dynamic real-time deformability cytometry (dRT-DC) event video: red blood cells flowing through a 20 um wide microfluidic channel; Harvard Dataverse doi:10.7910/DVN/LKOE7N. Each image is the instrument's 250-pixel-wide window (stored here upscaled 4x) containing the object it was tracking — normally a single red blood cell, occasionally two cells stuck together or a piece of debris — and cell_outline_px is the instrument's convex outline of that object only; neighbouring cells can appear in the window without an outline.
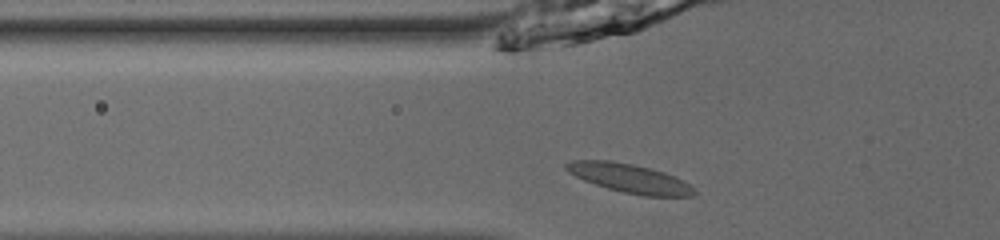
{"species": "common noctule bat (a hibernating species)", "species_latin": "Nyctalus noctula", "temperature_condition": "room temperature", "stored_images_in_passage": 34, "camera_frame_rate_fps": 3000, "um_per_image_px": 0.085, "animal": {"sex": "male", "body_mass_g": 13.0, "forearm_length_mm": 53.1}, "frame": {"image": 1, "passage_image": 2, "time_ms": 0.333, "image_size_px": [1000, 240], "cell_outline_px": [[696, 192], [692, 196], [644, 196], [624, 192], [608, 188], [584, 180], [568, 172], [564, 168], [564, 164], [572, 160], [608, 160], [632, 164], [652, 168], [664, 172], [688, 184]], "centroid_in_image_um": [53.47, 15.14], "position_along_channel_um": 72.3, "area_um2": 21.21}}
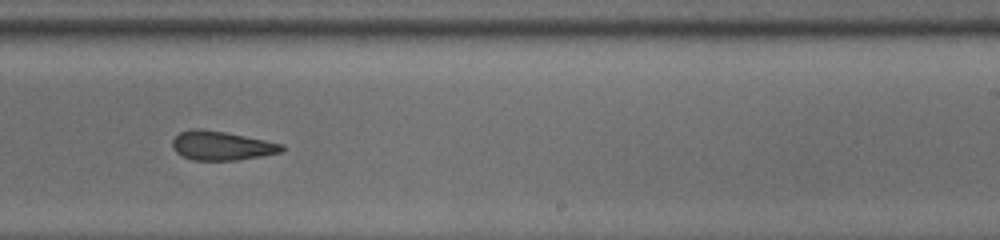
{"frame": {"image": 2, "passage_image": 17, "time_ms": 5.333, "image_size_px": [1000, 240], "cell_outline_px": [[284, 148], [280, 152], [260, 156], [236, 160], [192, 160], [176, 152], [172, 148], [172, 140], [180, 132], [192, 128], [200, 128], [224, 132], [284, 144]], "centroid_in_image_um": [18.79, 12.38], "position_along_channel_um": 270.2, "area_um2": 18.32}}
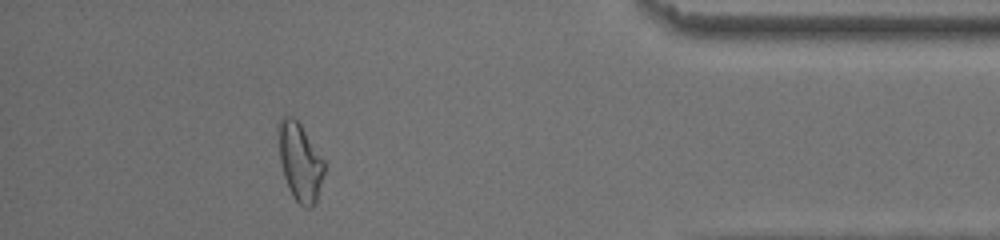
{"frame": {"image": 3, "passage_image": 30, "time_ms": 9.667, "image_size_px": [1000, 240], "cell_outline_px": [[324, 172], [316, 204], [312, 208], [304, 208], [292, 196], [288, 188], [280, 164], [276, 136], [276, 124], [280, 116], [292, 116], [300, 124], [324, 160]], "centroid_in_image_um": [25.44, 13.74], "position_along_channel_um": 409.8, "area_um2": 21.33}, "authors_computed_cell_mechanics": {"area_um2": 19.7965, "velocity_mm_per_s": 3.9563, "shape_relaxation_time_tau1_ms": null, "shape_relaxation_time_tau2_ms": 2.2376, "deformation_change_tau1": null, "deformation_change_tau2": 0.1055}}